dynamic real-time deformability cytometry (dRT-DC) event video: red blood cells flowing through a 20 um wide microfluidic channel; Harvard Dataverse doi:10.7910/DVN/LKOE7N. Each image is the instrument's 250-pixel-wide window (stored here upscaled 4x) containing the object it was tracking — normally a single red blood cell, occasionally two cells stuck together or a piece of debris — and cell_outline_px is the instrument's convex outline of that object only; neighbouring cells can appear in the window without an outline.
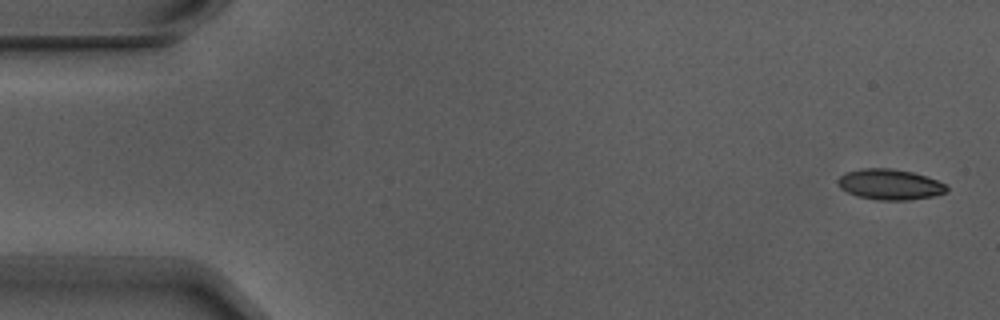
{"species": "Egyptian fruit bat (a non-hibernating species)", "species_latin": "Rousettus aegyptiacus", "temperature_condition": "warm", "stored_images_in_passage": 4, "camera_frame_rate_fps": 3000, "um_per_image_px": 0.085, "animal": {"sex": "male"}, "frame": {"image": 1, "passage_image": 1, "time_ms": 0.0, "image_size_px": [1000, 320], "cell_outline_px": [[948, 192], [936, 196], [908, 200], [876, 200], [860, 196], [848, 192], [840, 188], [836, 180], [844, 172], [864, 168], [892, 168], [912, 172], [936, 180], [944, 184], [948, 188]], "centroid_in_image_um": [75.63, 15.68], "position_along_channel_um": 9.4, "area_um2": 19.42}}